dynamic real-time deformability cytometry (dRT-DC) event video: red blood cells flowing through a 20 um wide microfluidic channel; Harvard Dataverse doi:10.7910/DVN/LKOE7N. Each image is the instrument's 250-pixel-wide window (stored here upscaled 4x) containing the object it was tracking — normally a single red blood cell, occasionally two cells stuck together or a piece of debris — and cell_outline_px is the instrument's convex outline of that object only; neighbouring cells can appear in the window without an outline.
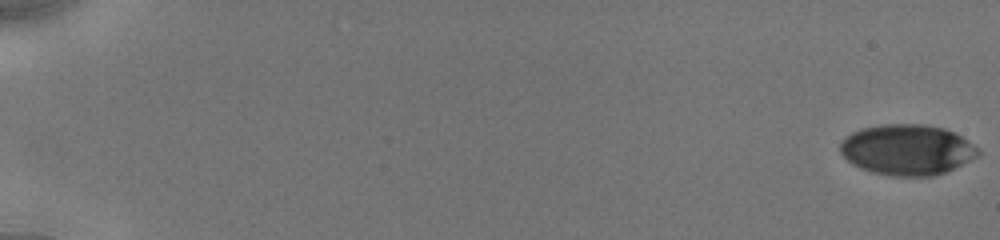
{"species": "human", "species_latin": "Homo sapiens", "temperature_condition": "cold", "stored_images_in_passage": 6, "camera_frame_rate_fps": 3000, "um_per_image_px": 0.085, "donor": {"sex": "male"}, "frame": {"image": 1, "passage_image": 1, "time_ms": 0.0, "image_size_px": [1000, 240], "cell_outline_px": [[980, 156], [948, 172], [936, 176], [888, 176], [872, 172], [860, 168], [852, 164], [840, 152], [840, 144], [852, 132], [860, 128], [884, 124], [924, 124], [944, 128], [968, 140], [980, 148]], "centroid_in_image_um": [77.16, 12.74], "position_along_channel_um": 7.8, "area_um2": 41.1}}